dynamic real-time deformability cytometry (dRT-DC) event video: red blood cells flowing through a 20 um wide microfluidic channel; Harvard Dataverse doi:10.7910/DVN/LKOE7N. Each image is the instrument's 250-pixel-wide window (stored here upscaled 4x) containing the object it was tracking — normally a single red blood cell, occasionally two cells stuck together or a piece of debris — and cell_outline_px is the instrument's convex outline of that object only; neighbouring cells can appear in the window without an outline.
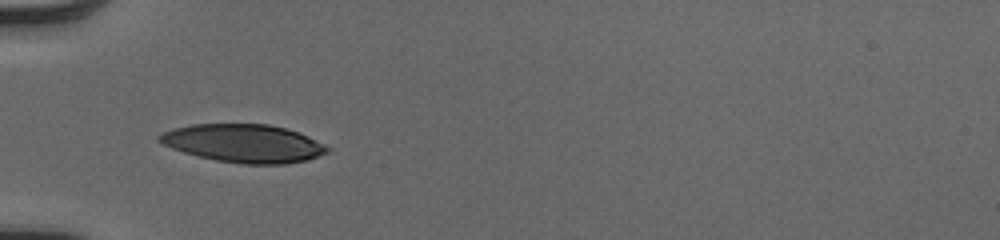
{"species": "human", "species_latin": "Homo sapiens", "temperature_condition": "cold", "stored_images_in_passage": 34, "camera_frame_rate_fps": 3000, "um_per_image_px": 0.085, "donor": {"sex": "male"}, "frame": {"image": 1, "passage_image": 1, "time_ms": 0.0, "image_size_px": [1000, 240], "cell_outline_px": [[332, 148], [328, 152], [308, 160], [284, 164], [244, 164], [216, 160], [196, 156], [172, 148], [156, 140], [156, 136], [172, 128], [192, 124], [268, 124], [284, 128], [308, 136]], "centroid_in_image_um": [20.7, 12.18], "position_along_channel_um": 64.3, "area_um2": 37.34}}
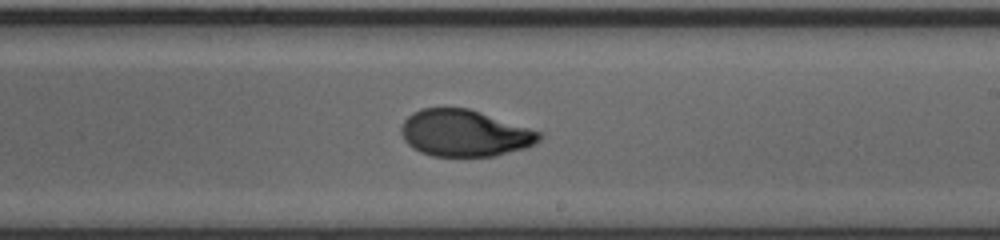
{"frame": {"image": 2, "passage_image": 15, "time_ms": 4.667, "image_size_px": [1000, 240], "cell_outline_px": [[544, 136], [536, 144], [524, 148], [496, 156], [432, 156], [420, 152], [412, 148], [404, 140], [400, 132], [400, 128], [404, 120], [412, 112], [420, 108], [468, 108], [544, 132]], "centroid_in_image_um": [39.51, 11.32], "position_along_channel_um": 249.5, "area_um2": 37.92}}
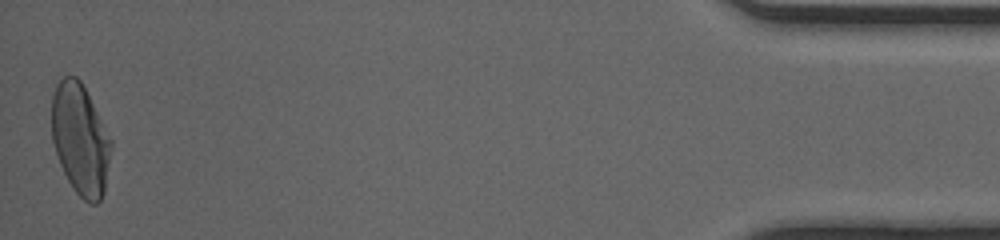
{"frame": {"image": 3, "passage_image": 34, "time_ms": 11.0, "image_size_px": [1000, 240], "cell_outline_px": [[112, 148], [104, 192], [100, 200], [96, 204], [88, 204], [72, 188], [60, 164], [52, 140], [52, 96], [56, 84], [64, 76], [76, 76], [80, 80], [112, 140]], "centroid_in_image_um": [6.83, 11.86], "position_along_channel_um": 428.4, "area_um2": 38.32}, "authors_computed_cell_mechanics": {"area_um2": 38.2636, "velocity_mm_per_s": 4.1009, "shape_relaxation_time_tau1_ms": 3.8123, "shape_relaxation_time_tau2_ms": 1.1118, "deformation_change_tau1": 0.1766, "deformation_change_tau2": 0.0566}}